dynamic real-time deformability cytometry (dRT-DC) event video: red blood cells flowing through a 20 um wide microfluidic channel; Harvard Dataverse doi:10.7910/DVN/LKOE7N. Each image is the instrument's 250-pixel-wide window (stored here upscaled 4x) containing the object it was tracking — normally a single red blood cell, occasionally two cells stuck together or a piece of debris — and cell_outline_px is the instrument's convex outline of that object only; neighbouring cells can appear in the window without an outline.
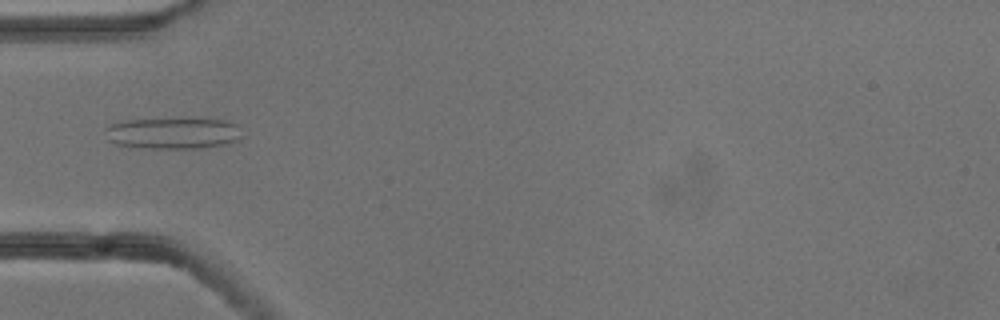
{"species": "common noctule bat (a hibernating species)", "species_latin": "Nyctalus noctula", "temperature_condition": "cold", "stored_images_in_passage": 5, "camera_frame_rate_fps": 3000, "um_per_image_px": 0.085, "animal": {"sex": "male", "body_mass_g": 13.3}, "frame": {"image": 1, "passage_image": 5, "time_ms": 1.333, "image_size_px": [1000, 320], "cell_outline_px": [[244, 136], [240, 140], [224, 144], [200, 148], [144, 148], [116, 144], [108, 140], [104, 128], [108, 124], [124, 120], [184, 116], [224, 120], [236, 124]], "centroid_in_image_um": [14.71, 11.27], "position_along_channel_um": 70.3, "area_um2": 26.13}}